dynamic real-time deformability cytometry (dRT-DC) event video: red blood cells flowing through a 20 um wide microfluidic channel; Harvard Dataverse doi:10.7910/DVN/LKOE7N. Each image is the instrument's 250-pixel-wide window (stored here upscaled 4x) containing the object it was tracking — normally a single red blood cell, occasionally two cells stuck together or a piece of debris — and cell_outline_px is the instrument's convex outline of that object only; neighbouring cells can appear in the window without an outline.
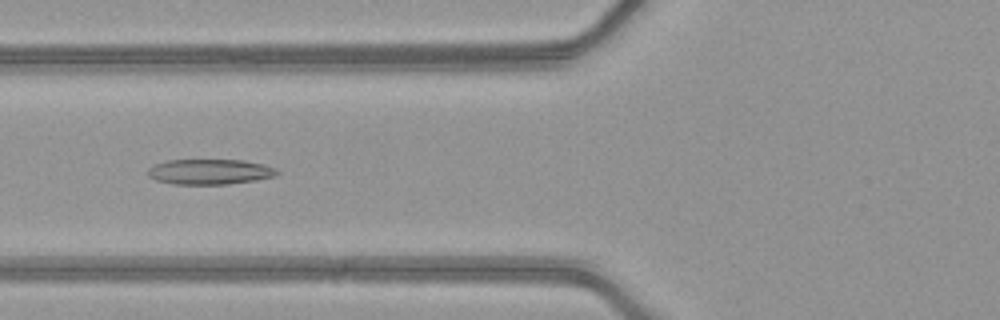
{"species": "common noctule bat (a hibernating species)", "species_latin": "Nyctalus noctula", "temperature_condition": "warm", "stored_images_in_passage": 50, "camera_frame_rate_fps": 3000, "um_per_image_px": 0.085, "animal": {"sex": "female", "body_mass_g": 21.9}, "frame": {"image": 1, "passage_image": 21, "time_ms": 6.667, "image_size_px": [1000, 320], "cell_outline_px": [[280, 172], [276, 176], [256, 180], [228, 184], [172, 184], [156, 180], [148, 176], [148, 168], [156, 164], [168, 160], [244, 160], [264, 164], [276, 168]], "centroid_in_image_um": [17.86, 14.6], "position_along_channel_um": 107.9, "area_um2": 19.13}}
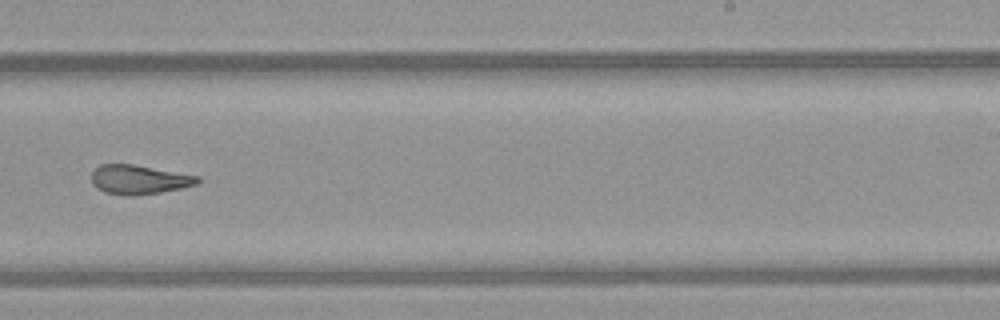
{"frame": {"image": 2, "passage_image": 33, "time_ms": 10.667, "image_size_px": [1000, 320], "cell_outline_px": [[200, 180], [196, 184], [180, 188], [160, 192], [132, 196], [124, 196], [104, 192], [96, 188], [92, 184], [92, 172], [100, 164], [132, 164], [200, 176]], "centroid_in_image_um": [11.78, 15.27], "position_along_channel_um": 277.2, "area_um2": 18.03}}
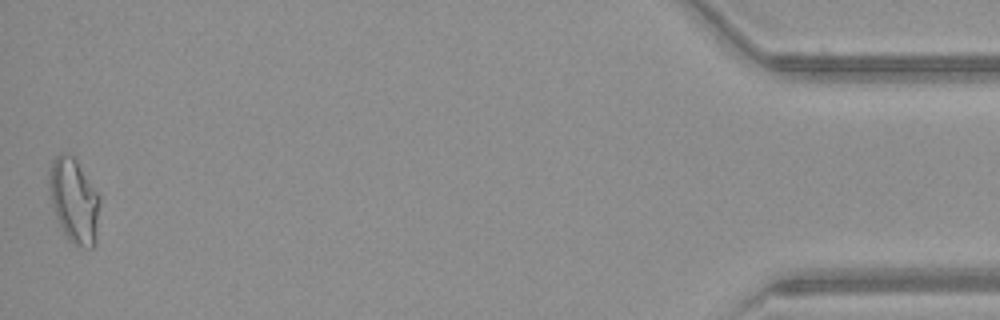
{"frame": {"image": 3, "passage_image": 50, "time_ms": 16.333, "image_size_px": [1000, 320], "cell_outline_px": [[100, 204], [96, 244], [92, 248], [84, 248], [68, 240], [64, 236], [56, 216], [52, 204], [48, 188], [48, 168], [52, 160], [60, 152], [68, 152], [76, 160], [100, 196]], "centroid_in_image_um": [6.29, 17.05], "position_along_channel_um": 428.9, "area_um2": 25.37}, "authors_computed_cell_mechanics": {"area_um2": 21.2126, "velocity_mm_per_s": 4.2242, "shape_relaxation_time_tau1_ms": null, "shape_relaxation_time_tau2_ms": 1.8431, "deformation_change_tau1": null, "deformation_change_tau2": 0.1044}}